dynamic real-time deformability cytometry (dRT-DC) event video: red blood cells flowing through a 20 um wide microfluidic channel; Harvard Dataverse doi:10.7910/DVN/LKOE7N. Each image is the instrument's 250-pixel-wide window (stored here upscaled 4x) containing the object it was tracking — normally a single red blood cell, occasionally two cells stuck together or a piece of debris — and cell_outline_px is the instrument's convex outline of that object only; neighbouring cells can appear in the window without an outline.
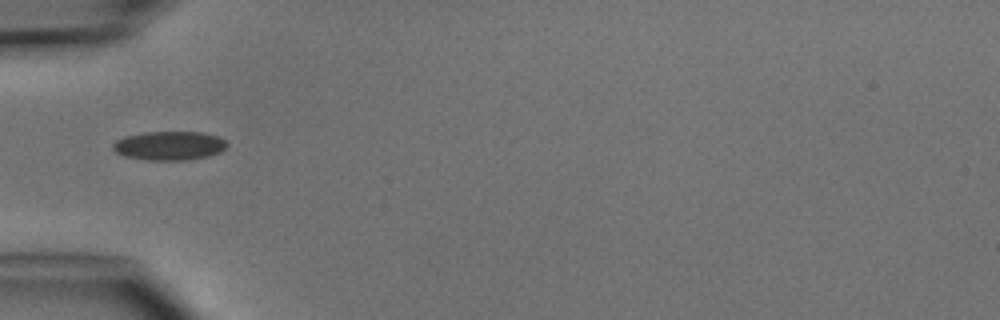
{"species": "common noctule bat (a hibernating species)", "species_latin": "Nyctalus noctula", "temperature_condition": "cold", "stored_images_in_passage": 2, "camera_frame_rate_fps": 3000, "um_per_image_px": 0.085, "animal": {"sex": "male", "body_mass_g": 15.6}, "frame": {"image": 1, "passage_image": 1, "time_ms": 0.0, "image_size_px": [1000, 320], "cell_outline_px": [[228, 144], [220, 152], [208, 156], [184, 160], [148, 160], [124, 156], [116, 152], [112, 148], [112, 144], [116, 140], [124, 136], [144, 132], [204, 132], [216, 136], [224, 140]], "centroid_in_image_um": [14.36, 12.38], "position_along_channel_um": 70.6, "area_um2": 19.19}}